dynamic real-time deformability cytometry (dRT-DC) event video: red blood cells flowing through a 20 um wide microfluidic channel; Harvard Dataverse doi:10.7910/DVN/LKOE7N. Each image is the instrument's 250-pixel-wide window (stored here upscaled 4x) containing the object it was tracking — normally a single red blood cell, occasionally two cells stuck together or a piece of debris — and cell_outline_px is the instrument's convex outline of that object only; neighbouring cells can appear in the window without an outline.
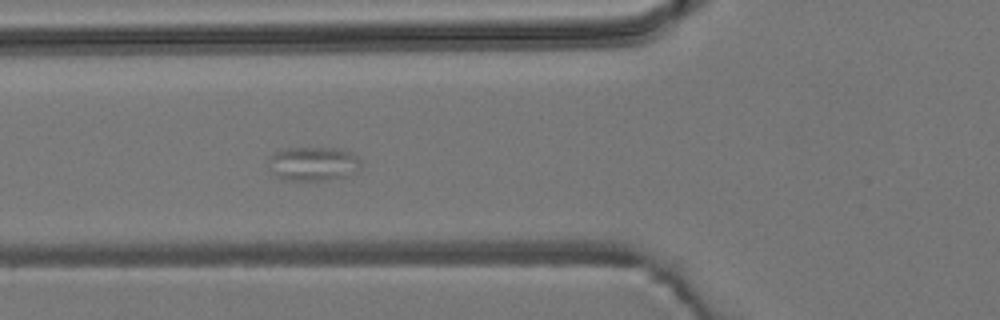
{"species": "common noctule bat (a hibernating species)", "species_latin": "Nyctalus noctula", "temperature_condition": "room temperature", "stored_images_in_passage": 7, "camera_frame_rate_fps": 3000, "um_per_image_px": 0.085, "animal": {"sex": "male", "body_mass_g": 19.2, "forearm_length_mm": 51.8}, "frame": {"image": 1, "passage_image": 7, "time_ms": 7.0, "image_size_px": [1000, 320], "cell_outline_px": [[360, 168], [356, 172], [348, 176], [320, 180], [280, 180], [272, 172], [268, 160], [268, 156], [276, 152], [288, 148], [336, 148], [348, 152], [356, 156], [360, 160]], "centroid_in_image_um": [26.6, 13.93], "position_along_channel_um": 99.2, "area_um2": 18.26}}